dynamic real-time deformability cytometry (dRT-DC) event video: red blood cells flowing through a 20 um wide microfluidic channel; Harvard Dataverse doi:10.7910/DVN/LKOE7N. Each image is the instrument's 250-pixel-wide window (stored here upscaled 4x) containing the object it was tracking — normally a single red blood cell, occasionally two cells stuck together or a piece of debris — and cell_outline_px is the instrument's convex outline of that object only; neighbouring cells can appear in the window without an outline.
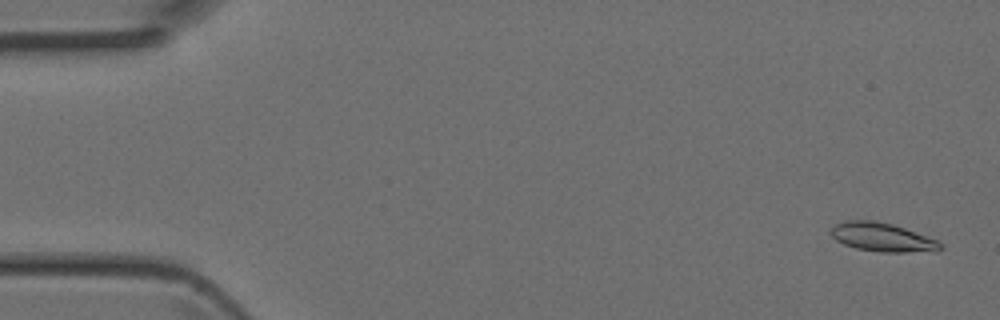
{"species": "Egyptian fruit bat (a non-hibernating species)", "species_latin": "Rousettus aegyptiacus", "temperature_condition": "room temperature", "stored_images_in_passage": 5, "camera_frame_rate_fps": 3000, "um_per_image_px": 0.085, "animal": {"sex": "female"}, "frame": {"image": 1, "passage_image": 1, "time_ms": 0.0, "image_size_px": [1000, 320], "cell_outline_px": [[944, 248], [908, 252], [880, 252], [856, 248], [844, 244], [836, 240], [832, 236], [832, 228], [836, 224], [844, 220], [876, 220], [892, 224], [904, 228], [936, 240], [944, 244]], "centroid_in_image_um": [74.95, 20.15], "position_along_channel_um": 10.0, "area_um2": 17.98}}
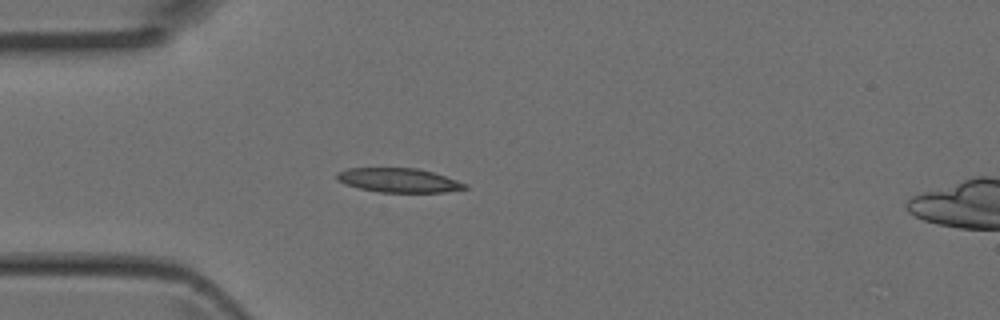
{"frame": {"image": 2, "passage_image": 4, "time_ms": 1.0, "image_size_px": [1000, 320], "cell_outline_px": [[468, 188], [444, 192], [380, 192], [360, 188], [344, 184], [336, 180], [336, 172], [348, 168], [416, 168], [432, 172], [468, 184]], "centroid_in_image_um": [33.85, 15.32], "position_along_channel_um": 51.2, "area_um2": 17.98}}